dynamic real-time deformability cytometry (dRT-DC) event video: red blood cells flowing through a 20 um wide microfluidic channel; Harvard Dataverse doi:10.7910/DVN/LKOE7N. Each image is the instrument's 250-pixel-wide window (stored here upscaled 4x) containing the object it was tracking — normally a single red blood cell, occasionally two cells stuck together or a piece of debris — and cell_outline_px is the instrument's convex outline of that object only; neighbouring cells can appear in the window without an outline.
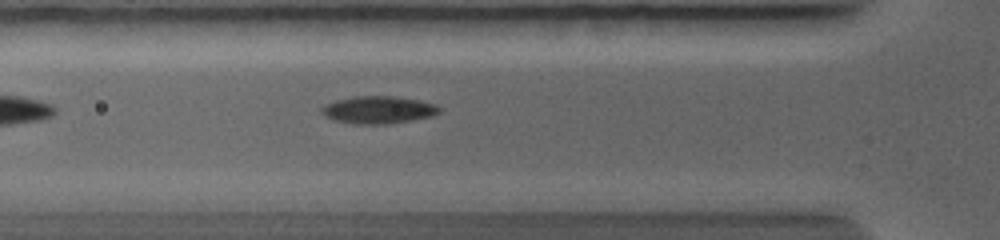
{"species": "common noctule bat (a hibernating species)", "species_latin": "Nyctalus noctula", "temperature_condition": "warm", "stored_images_in_passage": 28, "camera_frame_rate_fps": 5000, "um_per_image_px": 0.085, "animal": {"sex": "female", "body_mass_g": 19.0, "forearm_length_mm": 56.7}, "frame": {"image": 1, "passage_image": 3, "time_ms": 0.4, "image_size_px": [1000, 240], "cell_outline_px": [[440, 112], [432, 116], [388, 124], [352, 124], [332, 120], [324, 116], [320, 112], [320, 108], [324, 104], [336, 100], [356, 96], [392, 96], [420, 100], [436, 104], [440, 108]], "centroid_in_image_um": [32.11, 9.34], "position_along_channel_um": 93.7, "area_um2": 19.02}}
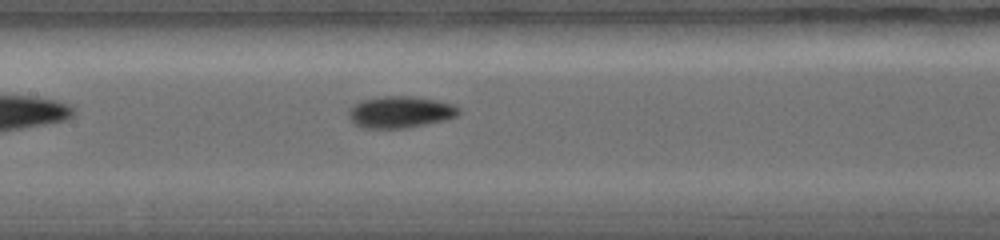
{"frame": {"image": 2, "passage_image": 10, "time_ms": 2.0, "image_size_px": [1000, 240], "cell_outline_px": [[460, 112], [456, 116], [444, 120], [408, 128], [364, 128], [352, 124], [348, 116], [348, 108], [352, 104], [360, 100], [384, 96], [412, 96], [436, 100], [452, 104], [460, 108]], "centroid_in_image_um": [33.96, 9.52], "position_along_channel_um": 173.4, "area_um2": 20.58}}
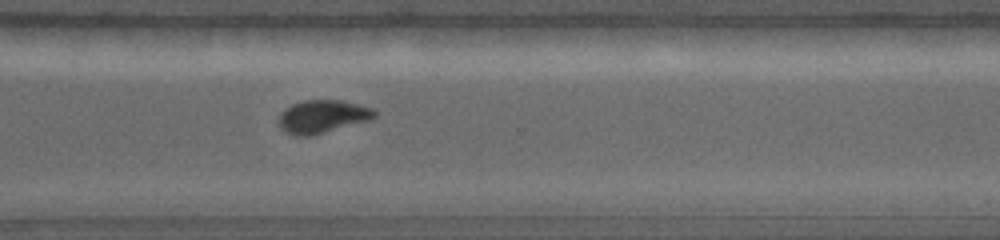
{"frame": {"image": 3, "passage_image": 21, "time_ms": 5.4, "image_size_px": [1000, 240], "cell_outline_px": [[376, 116], [368, 120], [312, 136], [296, 136], [284, 132], [280, 128], [280, 112], [292, 104], [304, 100], [340, 100], [376, 108]], "centroid_in_image_um": [27.41, 9.9], "position_along_channel_um": 343.2, "area_um2": 18.44}}